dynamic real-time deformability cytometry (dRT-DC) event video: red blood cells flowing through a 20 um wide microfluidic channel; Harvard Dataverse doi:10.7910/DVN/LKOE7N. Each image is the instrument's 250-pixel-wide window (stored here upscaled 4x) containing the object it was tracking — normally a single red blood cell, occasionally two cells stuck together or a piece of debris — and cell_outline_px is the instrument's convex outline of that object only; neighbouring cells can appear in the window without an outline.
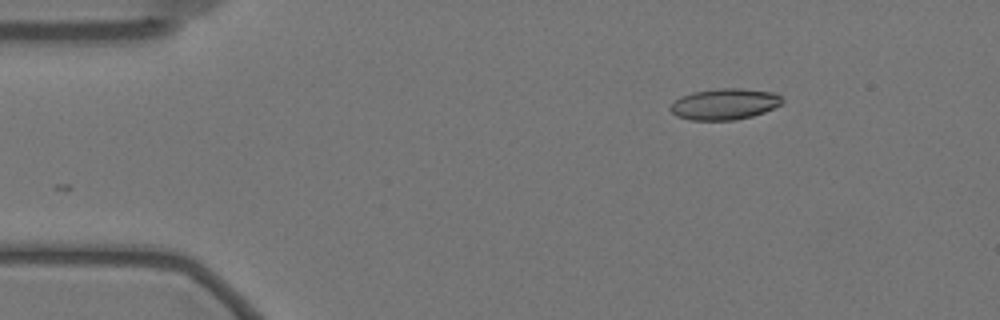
{"species": "Egyptian fruit bat (a non-hibernating species)", "species_latin": "Rousettus aegyptiacus", "temperature_condition": "warm", "stored_images_in_passage": 44, "camera_frame_rate_fps": 3000, "um_per_image_px": 0.085, "animal": {"sex": "female"}, "frame": {"image": 1, "passage_image": 1, "time_ms": 0.0, "image_size_px": [1000, 320], "cell_outline_px": [[784, 100], [780, 104], [764, 112], [752, 116], [736, 120], [692, 120], [676, 116], [668, 108], [680, 96], [692, 92], [716, 88], [740, 88], [772, 92], [780, 96]], "centroid_in_image_um": [61.56, 8.84], "position_along_channel_um": 23.4, "area_um2": 20.29}}
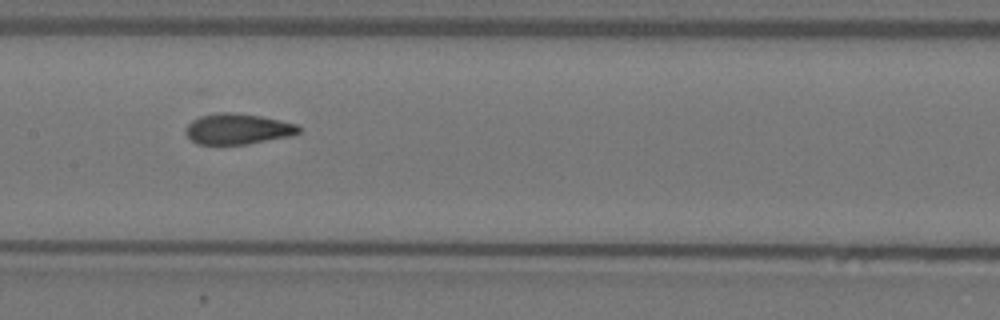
{"frame": {"image": 2, "passage_image": 21, "time_ms": 6.667, "image_size_px": [1000, 320], "cell_outline_px": [[300, 132], [292, 136], [244, 144], [196, 144], [184, 132], [184, 128], [192, 120], [200, 116], [216, 112], [232, 112], [260, 116], [280, 120], [296, 124], [300, 128]], "centroid_in_image_um": [20.18, 10.95], "position_along_channel_um": 187.2, "area_um2": 20.23}}
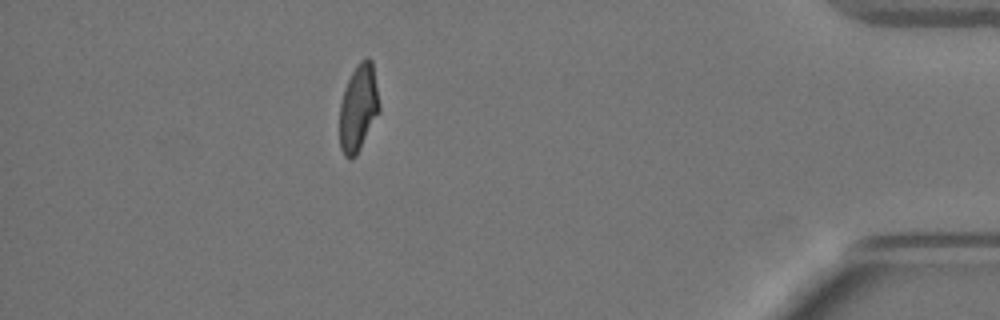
{"frame": {"image": 3, "passage_image": 44, "time_ms": 14.333, "image_size_px": [1000, 320], "cell_outline_px": [[380, 112], [356, 156], [348, 160], [344, 156], [340, 148], [340, 104], [344, 88], [356, 64], [364, 56], [368, 56], [372, 60], [380, 104]], "centroid_in_image_um": [30.47, 9.16], "position_along_channel_um": 404.7, "area_um2": 20.46}, "authors_computed_cell_mechanics": {"area_um2": 20.5768, "velocity_mm_per_s": 3.483, "shape_relaxation_time_tau1_ms": null, "shape_relaxation_time_tau2_ms": 1.3966, "deformation_change_tau1": null, "deformation_change_tau2": 0.0644}}